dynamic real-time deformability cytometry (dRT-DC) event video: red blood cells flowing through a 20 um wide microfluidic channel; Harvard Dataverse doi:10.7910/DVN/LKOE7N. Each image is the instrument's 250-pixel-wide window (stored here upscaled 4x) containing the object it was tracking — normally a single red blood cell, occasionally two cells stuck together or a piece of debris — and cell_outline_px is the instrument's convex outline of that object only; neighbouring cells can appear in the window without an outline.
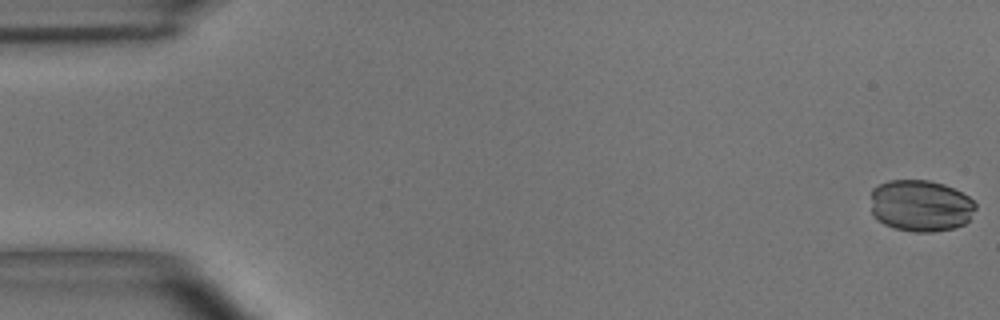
{"species": "common noctule bat (a hibernating species)", "species_latin": "Nyctalus noctula", "temperature_condition": "room temperature", "stored_images_in_passage": 55, "camera_frame_rate_fps": 3000, "um_per_image_px": 0.085, "animal": {"sex": "male", "body_mass_g": 15.6}, "frame": {"image": 1, "passage_image": 1, "time_ms": 0.0, "image_size_px": [1000, 320], "cell_outline_px": [[976, 208], [968, 220], [964, 224], [952, 228], [932, 232], [912, 232], [896, 228], [884, 224], [876, 220], [872, 216], [872, 188], [888, 180], [928, 180], [944, 184], [968, 196], [976, 204]], "centroid_in_image_um": [78.23, 17.48], "position_along_channel_um": 6.8, "area_um2": 31.62}}
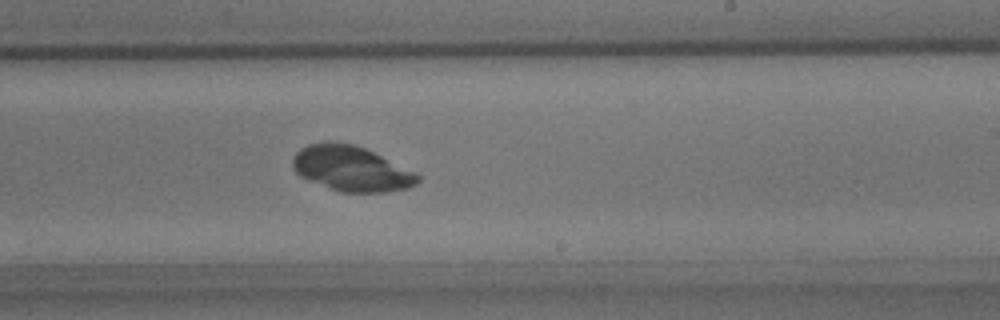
{"frame": {"image": 2, "passage_image": 33, "time_ms": 10.667, "image_size_px": [1000, 320], "cell_outline_px": [[420, 180], [416, 184], [408, 188], [384, 192], [340, 192], [308, 180], [300, 176], [292, 168], [292, 156], [300, 148], [308, 144], [328, 140], [352, 144], [364, 148], [416, 172], [420, 176]], "centroid_in_image_um": [29.82, 14.32], "position_along_channel_um": 259.2, "area_um2": 33.06}}
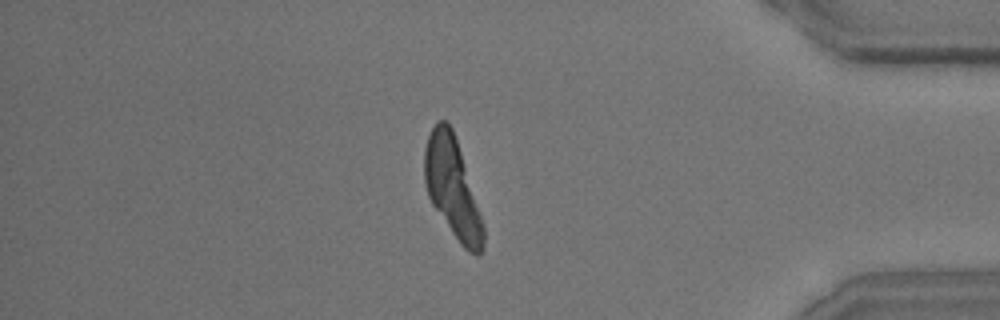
{"frame": {"image": 3, "passage_image": 47, "time_ms": 15.333, "image_size_px": [1000, 320], "cell_outline_px": [[484, 248], [480, 256], [476, 256], [468, 252], [460, 244], [432, 204], [428, 196], [424, 184], [424, 148], [428, 136], [436, 120], [448, 120], [452, 128], [480, 212], [484, 228]], "centroid_in_image_um": [38.44, 15.98], "position_along_channel_um": 396.8, "area_um2": 34.04}}